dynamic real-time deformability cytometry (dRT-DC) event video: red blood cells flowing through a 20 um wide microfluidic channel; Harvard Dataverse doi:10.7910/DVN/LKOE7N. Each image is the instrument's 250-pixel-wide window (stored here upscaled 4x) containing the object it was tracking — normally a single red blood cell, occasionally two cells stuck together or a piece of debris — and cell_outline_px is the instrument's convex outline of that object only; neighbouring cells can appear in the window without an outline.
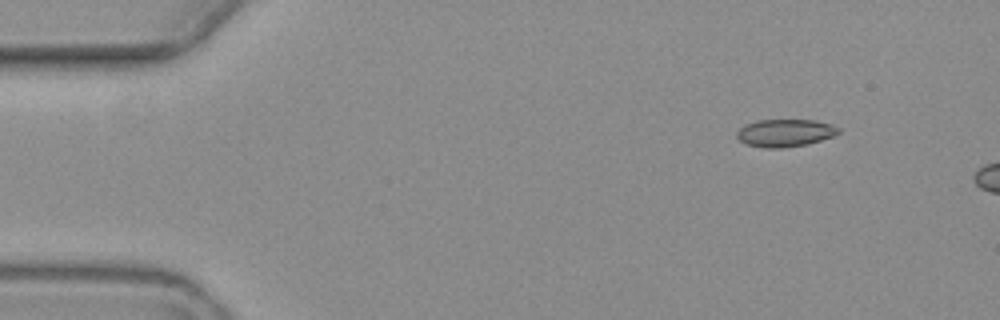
{"species": "common noctule bat (a hibernating species)", "species_latin": "Nyctalus noctula", "temperature_condition": "warm", "stored_images_in_passage": 3, "camera_frame_rate_fps": 3000, "um_per_image_px": 0.085, "animal": {"sex": "female", "body_mass_g": 19.3, "forearm_length_mm": 54.1}, "frame": {"image": 1, "passage_image": 1, "time_ms": 0.0, "image_size_px": [1000, 320], "cell_outline_px": [[840, 132], [832, 136], [808, 144], [780, 148], [764, 148], [744, 144], [736, 136], [736, 132], [744, 124], [756, 120], [816, 120], [832, 124], [840, 128]], "centroid_in_image_um": [66.7, 11.29], "position_along_channel_um": 18.3, "area_um2": 16.47}}